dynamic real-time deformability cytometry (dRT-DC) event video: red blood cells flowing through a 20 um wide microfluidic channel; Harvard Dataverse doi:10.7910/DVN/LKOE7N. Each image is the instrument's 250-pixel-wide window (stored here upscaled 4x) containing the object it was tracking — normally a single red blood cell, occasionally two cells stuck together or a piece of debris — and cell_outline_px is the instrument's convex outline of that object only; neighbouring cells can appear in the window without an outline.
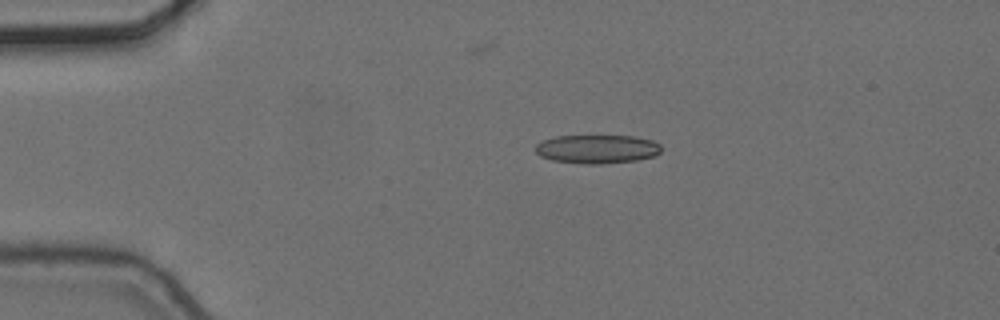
{"species": "common noctule bat (a hibernating species)", "species_latin": "Nyctalus noctula", "temperature_condition": "cold", "stored_images_in_passage": 5, "camera_frame_rate_fps": 3000, "um_per_image_px": 0.085, "animal": {"sex": "female", "body_mass_g": 24.6, "forearm_length_mm": 56.2}, "frame": {"image": 1, "passage_image": 2, "time_ms": 0.333, "image_size_px": [1000, 320], "cell_outline_px": [[660, 152], [656, 156], [636, 160], [604, 164], [584, 164], [552, 160], [540, 156], [536, 152], [536, 144], [544, 140], [556, 136], [636, 136], [652, 140], [660, 144]], "centroid_in_image_um": [50.77, 12.67], "position_along_channel_um": 34.2, "area_um2": 21.1}}
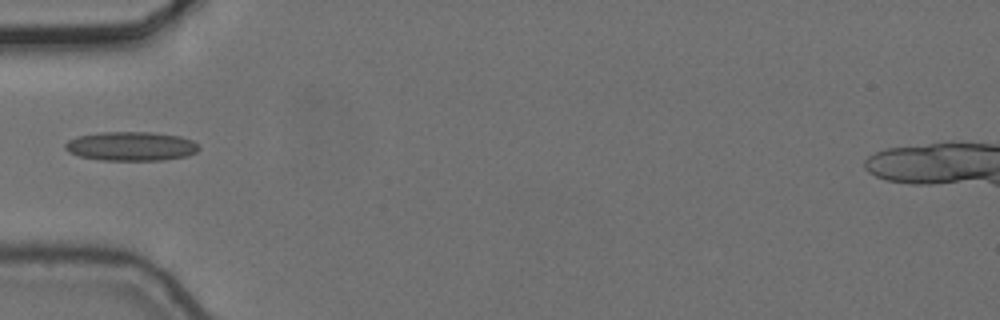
{"frame": {"image": 2, "passage_image": 4, "time_ms": 1.0, "image_size_px": [1000, 320], "cell_outline_px": [[200, 148], [196, 152], [188, 156], [164, 160], [100, 160], [80, 156], [68, 152], [64, 148], [64, 144], [68, 140], [76, 136], [100, 132], [152, 132], [180, 136], [192, 140], [200, 144]], "centroid_in_image_um": [11.15, 12.42], "position_along_channel_um": 73.8, "area_um2": 22.95}}
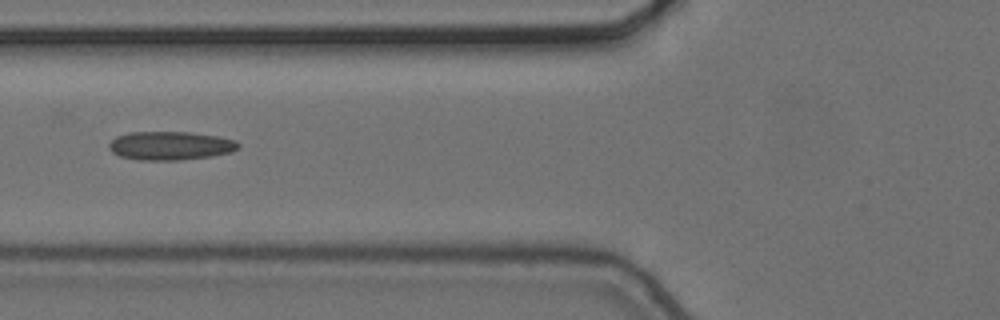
{"frame": {"image": 3, "passage_image": 5, "time_ms": 1.333, "image_size_px": [1000, 320], "cell_outline_px": [[240, 148], [232, 152], [212, 156], [176, 160], [140, 160], [120, 156], [112, 152], [108, 148], [108, 144], [116, 136], [128, 132], [188, 132], [220, 136], [236, 140], [240, 144]], "centroid_in_image_um": [14.5, 12.38], "position_along_channel_um": 111.3, "area_um2": 21.73}}